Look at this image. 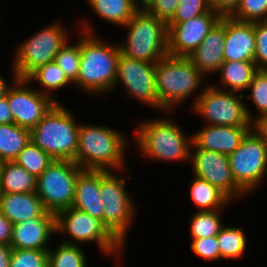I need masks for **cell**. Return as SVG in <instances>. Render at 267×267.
<instances>
[{
  "instance_id": "ee69618b",
  "label": "cell",
  "mask_w": 267,
  "mask_h": 267,
  "mask_svg": "<svg viewBox=\"0 0 267 267\" xmlns=\"http://www.w3.org/2000/svg\"><path fill=\"white\" fill-rule=\"evenodd\" d=\"M12 247L0 244V267H9L11 260Z\"/></svg>"
},
{
  "instance_id": "603a6c76",
  "label": "cell",
  "mask_w": 267,
  "mask_h": 267,
  "mask_svg": "<svg viewBox=\"0 0 267 267\" xmlns=\"http://www.w3.org/2000/svg\"><path fill=\"white\" fill-rule=\"evenodd\" d=\"M1 193L36 192V178L14 161L0 163Z\"/></svg>"
},
{
  "instance_id": "8d00e7d4",
  "label": "cell",
  "mask_w": 267,
  "mask_h": 267,
  "mask_svg": "<svg viewBox=\"0 0 267 267\" xmlns=\"http://www.w3.org/2000/svg\"><path fill=\"white\" fill-rule=\"evenodd\" d=\"M211 10L207 0H179L173 17L167 24H179Z\"/></svg>"
},
{
  "instance_id": "e0dca14e",
  "label": "cell",
  "mask_w": 267,
  "mask_h": 267,
  "mask_svg": "<svg viewBox=\"0 0 267 267\" xmlns=\"http://www.w3.org/2000/svg\"><path fill=\"white\" fill-rule=\"evenodd\" d=\"M54 233H56V215L47 211L41 217L14 224L10 246L12 249L48 250L46 245Z\"/></svg>"
},
{
  "instance_id": "f6af8a7d",
  "label": "cell",
  "mask_w": 267,
  "mask_h": 267,
  "mask_svg": "<svg viewBox=\"0 0 267 267\" xmlns=\"http://www.w3.org/2000/svg\"><path fill=\"white\" fill-rule=\"evenodd\" d=\"M252 128L267 140V113L259 117L252 124Z\"/></svg>"
},
{
  "instance_id": "ffe728a7",
  "label": "cell",
  "mask_w": 267,
  "mask_h": 267,
  "mask_svg": "<svg viewBox=\"0 0 267 267\" xmlns=\"http://www.w3.org/2000/svg\"><path fill=\"white\" fill-rule=\"evenodd\" d=\"M224 43L225 16H222L188 58L203 75L218 72L224 62Z\"/></svg>"
},
{
  "instance_id": "5bb4252c",
  "label": "cell",
  "mask_w": 267,
  "mask_h": 267,
  "mask_svg": "<svg viewBox=\"0 0 267 267\" xmlns=\"http://www.w3.org/2000/svg\"><path fill=\"white\" fill-rule=\"evenodd\" d=\"M155 67L154 63L132 59L120 53L115 87L118 81L122 82L132 98L161 109L156 91Z\"/></svg>"
},
{
  "instance_id": "4316f807",
  "label": "cell",
  "mask_w": 267,
  "mask_h": 267,
  "mask_svg": "<svg viewBox=\"0 0 267 267\" xmlns=\"http://www.w3.org/2000/svg\"><path fill=\"white\" fill-rule=\"evenodd\" d=\"M190 192L192 201L199 207L198 211L221 210L231 202L217 187L199 177H194Z\"/></svg>"
},
{
  "instance_id": "74e56055",
  "label": "cell",
  "mask_w": 267,
  "mask_h": 267,
  "mask_svg": "<svg viewBox=\"0 0 267 267\" xmlns=\"http://www.w3.org/2000/svg\"><path fill=\"white\" fill-rule=\"evenodd\" d=\"M179 0H143L141 7L166 24L172 19Z\"/></svg>"
},
{
  "instance_id": "836d02e7",
  "label": "cell",
  "mask_w": 267,
  "mask_h": 267,
  "mask_svg": "<svg viewBox=\"0 0 267 267\" xmlns=\"http://www.w3.org/2000/svg\"><path fill=\"white\" fill-rule=\"evenodd\" d=\"M229 16L240 22L267 21V0H241Z\"/></svg>"
},
{
  "instance_id": "3957f363",
  "label": "cell",
  "mask_w": 267,
  "mask_h": 267,
  "mask_svg": "<svg viewBox=\"0 0 267 267\" xmlns=\"http://www.w3.org/2000/svg\"><path fill=\"white\" fill-rule=\"evenodd\" d=\"M79 125L74 115L55 103L30 131V140L54 160L74 161L78 149Z\"/></svg>"
},
{
  "instance_id": "83f0119b",
  "label": "cell",
  "mask_w": 267,
  "mask_h": 267,
  "mask_svg": "<svg viewBox=\"0 0 267 267\" xmlns=\"http://www.w3.org/2000/svg\"><path fill=\"white\" fill-rule=\"evenodd\" d=\"M221 258L238 259L246 250V237L241 228L223 226L217 235Z\"/></svg>"
},
{
  "instance_id": "ba28073f",
  "label": "cell",
  "mask_w": 267,
  "mask_h": 267,
  "mask_svg": "<svg viewBox=\"0 0 267 267\" xmlns=\"http://www.w3.org/2000/svg\"><path fill=\"white\" fill-rule=\"evenodd\" d=\"M228 158L235 183L248 194L267 172V140L251 128Z\"/></svg>"
},
{
  "instance_id": "6da1fadb",
  "label": "cell",
  "mask_w": 267,
  "mask_h": 267,
  "mask_svg": "<svg viewBox=\"0 0 267 267\" xmlns=\"http://www.w3.org/2000/svg\"><path fill=\"white\" fill-rule=\"evenodd\" d=\"M82 24L79 74L74 84L90 94L112 90L117 79L119 44L114 47L100 41L93 35L90 25L84 21Z\"/></svg>"
},
{
  "instance_id": "f1b7e54d",
  "label": "cell",
  "mask_w": 267,
  "mask_h": 267,
  "mask_svg": "<svg viewBox=\"0 0 267 267\" xmlns=\"http://www.w3.org/2000/svg\"><path fill=\"white\" fill-rule=\"evenodd\" d=\"M54 159L31 140L19 152L14 162L24 167L35 178L40 176Z\"/></svg>"
},
{
  "instance_id": "44dd1931",
  "label": "cell",
  "mask_w": 267,
  "mask_h": 267,
  "mask_svg": "<svg viewBox=\"0 0 267 267\" xmlns=\"http://www.w3.org/2000/svg\"><path fill=\"white\" fill-rule=\"evenodd\" d=\"M99 190L100 170L83 169L77 177L72 207L103 222V205Z\"/></svg>"
},
{
  "instance_id": "d6a6232c",
  "label": "cell",
  "mask_w": 267,
  "mask_h": 267,
  "mask_svg": "<svg viewBox=\"0 0 267 267\" xmlns=\"http://www.w3.org/2000/svg\"><path fill=\"white\" fill-rule=\"evenodd\" d=\"M66 44L59 50L54 61L72 84L76 82L79 74L80 40L76 45Z\"/></svg>"
},
{
  "instance_id": "b9f144b4",
  "label": "cell",
  "mask_w": 267,
  "mask_h": 267,
  "mask_svg": "<svg viewBox=\"0 0 267 267\" xmlns=\"http://www.w3.org/2000/svg\"><path fill=\"white\" fill-rule=\"evenodd\" d=\"M13 224L0 211V244L10 245Z\"/></svg>"
},
{
  "instance_id": "9c48e42d",
  "label": "cell",
  "mask_w": 267,
  "mask_h": 267,
  "mask_svg": "<svg viewBox=\"0 0 267 267\" xmlns=\"http://www.w3.org/2000/svg\"><path fill=\"white\" fill-rule=\"evenodd\" d=\"M205 88L194 102L193 110L205 117L209 125L252 126L251 111L242 102V93L236 96L235 92L215 85Z\"/></svg>"
},
{
  "instance_id": "ab89813d",
  "label": "cell",
  "mask_w": 267,
  "mask_h": 267,
  "mask_svg": "<svg viewBox=\"0 0 267 267\" xmlns=\"http://www.w3.org/2000/svg\"><path fill=\"white\" fill-rule=\"evenodd\" d=\"M255 57L257 69H267V21L255 22Z\"/></svg>"
},
{
  "instance_id": "1f68e13d",
  "label": "cell",
  "mask_w": 267,
  "mask_h": 267,
  "mask_svg": "<svg viewBox=\"0 0 267 267\" xmlns=\"http://www.w3.org/2000/svg\"><path fill=\"white\" fill-rule=\"evenodd\" d=\"M219 211H196L191 218L192 239L217 236L223 227Z\"/></svg>"
},
{
  "instance_id": "f35d334b",
  "label": "cell",
  "mask_w": 267,
  "mask_h": 267,
  "mask_svg": "<svg viewBox=\"0 0 267 267\" xmlns=\"http://www.w3.org/2000/svg\"><path fill=\"white\" fill-rule=\"evenodd\" d=\"M190 249L205 260L215 261L221 259L217 236L192 239Z\"/></svg>"
},
{
  "instance_id": "4fadbf2b",
  "label": "cell",
  "mask_w": 267,
  "mask_h": 267,
  "mask_svg": "<svg viewBox=\"0 0 267 267\" xmlns=\"http://www.w3.org/2000/svg\"><path fill=\"white\" fill-rule=\"evenodd\" d=\"M13 81L14 86L7 90V99L14 123L31 131L58 100L26 88L29 83L26 79L14 75Z\"/></svg>"
},
{
  "instance_id": "277c9868",
  "label": "cell",
  "mask_w": 267,
  "mask_h": 267,
  "mask_svg": "<svg viewBox=\"0 0 267 267\" xmlns=\"http://www.w3.org/2000/svg\"><path fill=\"white\" fill-rule=\"evenodd\" d=\"M123 27L129 30L127 41L119 44L123 55L154 64L169 55L167 24L144 8H140Z\"/></svg>"
},
{
  "instance_id": "8992f818",
  "label": "cell",
  "mask_w": 267,
  "mask_h": 267,
  "mask_svg": "<svg viewBox=\"0 0 267 267\" xmlns=\"http://www.w3.org/2000/svg\"><path fill=\"white\" fill-rule=\"evenodd\" d=\"M136 141L144 156L159 161L189 160L192 137L187 138L171 119L143 121L137 127Z\"/></svg>"
},
{
  "instance_id": "d4e9b609",
  "label": "cell",
  "mask_w": 267,
  "mask_h": 267,
  "mask_svg": "<svg viewBox=\"0 0 267 267\" xmlns=\"http://www.w3.org/2000/svg\"><path fill=\"white\" fill-rule=\"evenodd\" d=\"M257 70L254 61H224L218 72H220L223 88L228 89L229 86V91L236 92L244 91L249 87Z\"/></svg>"
},
{
  "instance_id": "7bdbcfd3",
  "label": "cell",
  "mask_w": 267,
  "mask_h": 267,
  "mask_svg": "<svg viewBox=\"0 0 267 267\" xmlns=\"http://www.w3.org/2000/svg\"><path fill=\"white\" fill-rule=\"evenodd\" d=\"M14 119L9 107L7 93L0 97V124H13Z\"/></svg>"
},
{
  "instance_id": "ac0fdd59",
  "label": "cell",
  "mask_w": 267,
  "mask_h": 267,
  "mask_svg": "<svg viewBox=\"0 0 267 267\" xmlns=\"http://www.w3.org/2000/svg\"><path fill=\"white\" fill-rule=\"evenodd\" d=\"M255 50V23L225 16L224 61H254Z\"/></svg>"
},
{
  "instance_id": "f546056e",
  "label": "cell",
  "mask_w": 267,
  "mask_h": 267,
  "mask_svg": "<svg viewBox=\"0 0 267 267\" xmlns=\"http://www.w3.org/2000/svg\"><path fill=\"white\" fill-rule=\"evenodd\" d=\"M26 80L28 82L33 80L39 81L44 87L40 92L51 98L52 94L50 93V90L53 92V90L60 89L71 83L55 61L38 67L26 78Z\"/></svg>"
},
{
  "instance_id": "8fae6325",
  "label": "cell",
  "mask_w": 267,
  "mask_h": 267,
  "mask_svg": "<svg viewBox=\"0 0 267 267\" xmlns=\"http://www.w3.org/2000/svg\"><path fill=\"white\" fill-rule=\"evenodd\" d=\"M125 184V179L113 172L100 170L103 224L122 244L135 215L133 201L125 190Z\"/></svg>"
},
{
  "instance_id": "7402d4cb",
  "label": "cell",
  "mask_w": 267,
  "mask_h": 267,
  "mask_svg": "<svg viewBox=\"0 0 267 267\" xmlns=\"http://www.w3.org/2000/svg\"><path fill=\"white\" fill-rule=\"evenodd\" d=\"M0 211L13 225L47 212L36 192L1 193Z\"/></svg>"
},
{
  "instance_id": "9a60e30c",
  "label": "cell",
  "mask_w": 267,
  "mask_h": 267,
  "mask_svg": "<svg viewBox=\"0 0 267 267\" xmlns=\"http://www.w3.org/2000/svg\"><path fill=\"white\" fill-rule=\"evenodd\" d=\"M191 148H196L193 154L190 149L189 157L196 177L217 187L231 201L236 196L246 194L233 179L228 155L197 148L193 143Z\"/></svg>"
},
{
  "instance_id": "cb8c5ba5",
  "label": "cell",
  "mask_w": 267,
  "mask_h": 267,
  "mask_svg": "<svg viewBox=\"0 0 267 267\" xmlns=\"http://www.w3.org/2000/svg\"><path fill=\"white\" fill-rule=\"evenodd\" d=\"M138 0H87L90 7L107 22L124 26L141 8Z\"/></svg>"
},
{
  "instance_id": "2e32d148",
  "label": "cell",
  "mask_w": 267,
  "mask_h": 267,
  "mask_svg": "<svg viewBox=\"0 0 267 267\" xmlns=\"http://www.w3.org/2000/svg\"><path fill=\"white\" fill-rule=\"evenodd\" d=\"M222 15L211 10L179 24H167L168 54L188 57L204 40Z\"/></svg>"
},
{
  "instance_id": "bcb514c9",
  "label": "cell",
  "mask_w": 267,
  "mask_h": 267,
  "mask_svg": "<svg viewBox=\"0 0 267 267\" xmlns=\"http://www.w3.org/2000/svg\"><path fill=\"white\" fill-rule=\"evenodd\" d=\"M1 76V75H0ZM10 86L7 85L4 78L0 77V97L6 95L7 90Z\"/></svg>"
},
{
  "instance_id": "d6986e66",
  "label": "cell",
  "mask_w": 267,
  "mask_h": 267,
  "mask_svg": "<svg viewBox=\"0 0 267 267\" xmlns=\"http://www.w3.org/2000/svg\"><path fill=\"white\" fill-rule=\"evenodd\" d=\"M252 126L208 125L192 136L195 147L230 155Z\"/></svg>"
},
{
  "instance_id": "52a82bcc",
  "label": "cell",
  "mask_w": 267,
  "mask_h": 267,
  "mask_svg": "<svg viewBox=\"0 0 267 267\" xmlns=\"http://www.w3.org/2000/svg\"><path fill=\"white\" fill-rule=\"evenodd\" d=\"M83 169L72 160H54L36 178V194L45 209L55 215L72 207L77 177Z\"/></svg>"
},
{
  "instance_id": "484cf974",
  "label": "cell",
  "mask_w": 267,
  "mask_h": 267,
  "mask_svg": "<svg viewBox=\"0 0 267 267\" xmlns=\"http://www.w3.org/2000/svg\"><path fill=\"white\" fill-rule=\"evenodd\" d=\"M30 141V130L15 123L0 124V163L11 162Z\"/></svg>"
},
{
  "instance_id": "5b68a950",
  "label": "cell",
  "mask_w": 267,
  "mask_h": 267,
  "mask_svg": "<svg viewBox=\"0 0 267 267\" xmlns=\"http://www.w3.org/2000/svg\"><path fill=\"white\" fill-rule=\"evenodd\" d=\"M205 77L188 57L167 55L156 63L155 83L162 111H171L193 94Z\"/></svg>"
},
{
  "instance_id": "60d3db41",
  "label": "cell",
  "mask_w": 267,
  "mask_h": 267,
  "mask_svg": "<svg viewBox=\"0 0 267 267\" xmlns=\"http://www.w3.org/2000/svg\"><path fill=\"white\" fill-rule=\"evenodd\" d=\"M241 0H207L210 7L222 16H229Z\"/></svg>"
},
{
  "instance_id": "7a4b0ae2",
  "label": "cell",
  "mask_w": 267,
  "mask_h": 267,
  "mask_svg": "<svg viewBox=\"0 0 267 267\" xmlns=\"http://www.w3.org/2000/svg\"><path fill=\"white\" fill-rule=\"evenodd\" d=\"M126 145L125 136L117 130L107 126L79 124L78 149L74 161L86 170L122 169Z\"/></svg>"
},
{
  "instance_id": "30bf717a",
  "label": "cell",
  "mask_w": 267,
  "mask_h": 267,
  "mask_svg": "<svg viewBox=\"0 0 267 267\" xmlns=\"http://www.w3.org/2000/svg\"><path fill=\"white\" fill-rule=\"evenodd\" d=\"M62 25L54 23L38 31L16 50L14 75L26 79L34 70L53 62L59 50L68 43V35Z\"/></svg>"
},
{
  "instance_id": "7c38bea8",
  "label": "cell",
  "mask_w": 267,
  "mask_h": 267,
  "mask_svg": "<svg viewBox=\"0 0 267 267\" xmlns=\"http://www.w3.org/2000/svg\"><path fill=\"white\" fill-rule=\"evenodd\" d=\"M56 233H67L72 239L70 242H64L68 244L96 242L98 248L108 254H118L123 248V244L101 220L73 207L56 214Z\"/></svg>"
},
{
  "instance_id": "d590c367",
  "label": "cell",
  "mask_w": 267,
  "mask_h": 267,
  "mask_svg": "<svg viewBox=\"0 0 267 267\" xmlns=\"http://www.w3.org/2000/svg\"><path fill=\"white\" fill-rule=\"evenodd\" d=\"M9 267H48V250L12 249Z\"/></svg>"
},
{
  "instance_id": "4dcf8cb0",
  "label": "cell",
  "mask_w": 267,
  "mask_h": 267,
  "mask_svg": "<svg viewBox=\"0 0 267 267\" xmlns=\"http://www.w3.org/2000/svg\"><path fill=\"white\" fill-rule=\"evenodd\" d=\"M80 244H59L56 250L48 249V267H87Z\"/></svg>"
},
{
  "instance_id": "e575fe53",
  "label": "cell",
  "mask_w": 267,
  "mask_h": 267,
  "mask_svg": "<svg viewBox=\"0 0 267 267\" xmlns=\"http://www.w3.org/2000/svg\"><path fill=\"white\" fill-rule=\"evenodd\" d=\"M247 89H251V94L247 98H252L258 109L259 115L253 123L262 115L267 113V69H258L253 75L252 82Z\"/></svg>"
}]
</instances>
